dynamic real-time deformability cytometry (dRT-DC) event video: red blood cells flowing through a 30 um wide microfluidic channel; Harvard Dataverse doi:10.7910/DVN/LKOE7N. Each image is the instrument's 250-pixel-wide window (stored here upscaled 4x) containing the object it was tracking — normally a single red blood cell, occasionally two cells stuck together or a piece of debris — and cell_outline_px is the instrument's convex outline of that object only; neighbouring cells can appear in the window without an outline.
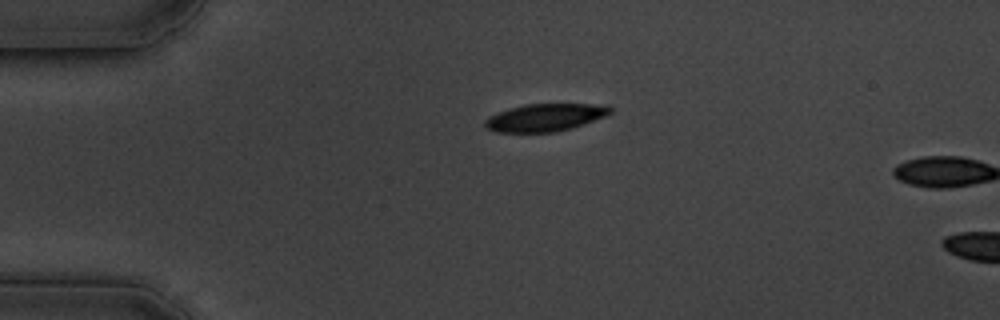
{"species": "common noctule bat (a hibernating species)", "species_latin": "Nyctalus noctula", "temperature_condition": "cold", "stored_images_in_passage": 2, "camera_frame_rate_fps": 3000, "um_per_image_px": 0.085, "animal": {"sex": "male", "body_mass_g": 19.5, "forearm_length_mm": 54.6}, "frame": {"image": 1, "passage_image": 1, "time_ms": 0.0, "image_size_px": [1000, 320], "cell_outline_px": [[612, 112], [604, 116], [584, 124], [572, 128], [556, 132], [496, 132], [488, 128], [484, 124], [484, 120], [488, 116], [524, 104], [608, 104], [612, 108]], "centroid_in_image_um": [46.37, 9.98], "position_along_channel_um": 38.6, "area_um2": 20.06}}